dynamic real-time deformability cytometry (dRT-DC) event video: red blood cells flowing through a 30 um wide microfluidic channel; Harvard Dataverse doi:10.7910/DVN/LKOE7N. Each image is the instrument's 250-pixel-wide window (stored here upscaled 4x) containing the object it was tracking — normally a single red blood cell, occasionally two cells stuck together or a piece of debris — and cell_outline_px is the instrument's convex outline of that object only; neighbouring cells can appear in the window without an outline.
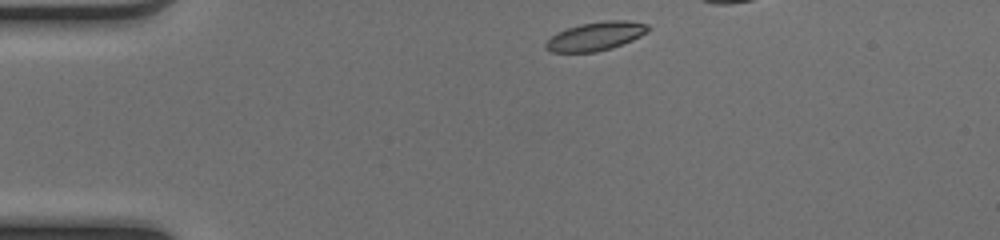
{"species": "common noctule bat (a hibernating species)", "species_latin": "Nyctalus noctula", "temperature_condition": "cold", "stored_images_in_passage": 32, "camera_frame_rate_fps": 3000, "um_per_image_px": 0.085, "animal": {"sex": "female", "body_mass_g": 17.0, "forearm_length_mm": 48.0}, "frame": {"image": 1, "passage_image": 1, "time_ms": 0.0, "image_size_px": [1000, 240], "cell_outline_px": [[652, 28], [648, 32], [632, 40], [612, 48], [596, 52], [552, 52], [544, 48], [544, 44], [552, 36], [568, 28], [580, 24], [604, 20], [624, 20], [648, 24]], "centroid_in_image_um": [50.67, 3.08], "position_along_channel_um": 34.3, "area_um2": 17.05}}
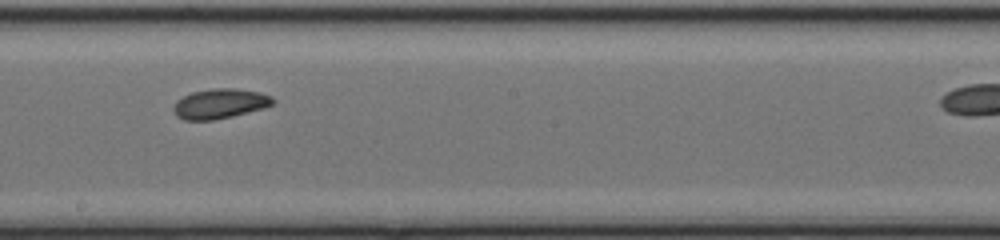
{"frame": {"image": 2, "passage_image": 19, "time_ms": 6.0, "image_size_px": [1000, 240], "cell_outline_px": [[276, 100], [272, 104], [264, 108], [232, 116], [212, 120], [184, 120], [176, 116], [172, 108], [176, 100], [192, 92], [212, 88], [236, 88], [260, 92], [272, 96]], "centroid_in_image_um": [18.69, 8.8], "position_along_channel_um": 229.5, "area_um2": 17.4}}
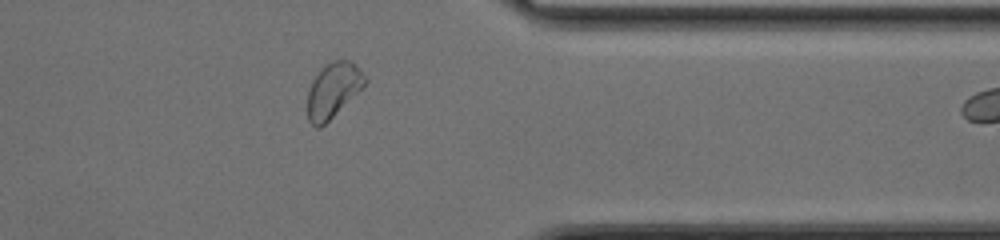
{"frame": {"image": 3, "passage_image": 31, "time_ms": 10.0, "image_size_px": [1000, 240], "cell_outline_px": [[368, 80], [364, 88], [320, 128], [316, 128], [308, 120], [308, 92], [312, 80], [332, 60], [348, 60], [360, 68]], "centroid_in_image_um": [28.36, 7.68], "position_along_channel_um": 383.0, "area_um2": 18.26}}